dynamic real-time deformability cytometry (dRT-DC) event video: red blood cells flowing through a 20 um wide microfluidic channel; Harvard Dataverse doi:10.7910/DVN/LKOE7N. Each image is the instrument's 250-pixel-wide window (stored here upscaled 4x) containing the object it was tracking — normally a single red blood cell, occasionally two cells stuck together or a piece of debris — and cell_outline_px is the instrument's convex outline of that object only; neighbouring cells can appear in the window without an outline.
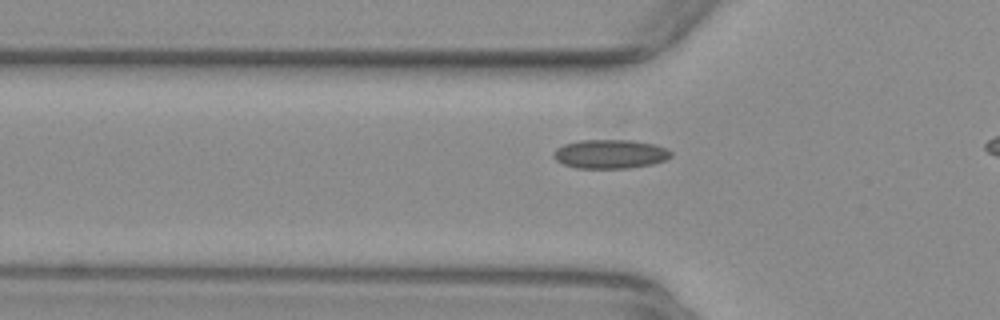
{"species": "common noctule bat (a hibernating species)", "species_latin": "Nyctalus noctula", "temperature_condition": "warm", "stored_images_in_passage": 6, "camera_frame_rate_fps": 3000, "um_per_image_px": 0.085, "animal": {"sex": "female", "body_mass_g": 29.2, "forearm_length_mm": 56.3}, "frame": {"image": 1, "passage_image": 3, "time_ms": 0.667, "image_size_px": [1000, 320], "cell_outline_px": [[672, 156], [664, 160], [652, 164], [628, 168], [576, 168], [564, 164], [556, 160], [552, 156], [552, 152], [556, 148], [564, 144], [580, 140], [632, 140], [652, 144], [668, 148], [672, 152]], "centroid_in_image_um": [51.85, 13.09], "position_along_channel_um": 74.0, "area_um2": 19.88}}